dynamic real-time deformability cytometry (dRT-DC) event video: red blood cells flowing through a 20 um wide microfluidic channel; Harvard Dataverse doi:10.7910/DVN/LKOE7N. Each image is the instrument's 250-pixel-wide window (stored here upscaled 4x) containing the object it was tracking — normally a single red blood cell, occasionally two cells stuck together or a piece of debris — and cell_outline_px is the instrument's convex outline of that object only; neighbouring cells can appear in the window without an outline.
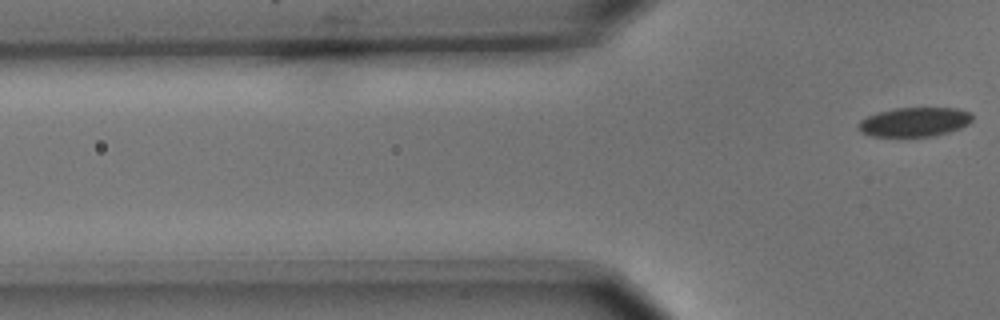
{"species": "common noctule bat (a hibernating species)", "species_latin": "Nyctalus noctula", "temperature_condition": "cold", "stored_images_in_passage": 3, "segment_of_instrument_passage": [2, 2], "camera_frame_rate_fps": 3000, "um_per_image_px": 0.085, "animal": {"sex": "male", "body_mass_g": 15.6}, "frame": {"image": 1, "passage_image": 3, "time_ms": 0.667, "image_size_px": [1000, 320], "cell_outline_px": [[972, 120], [968, 124], [960, 128], [948, 132], [932, 136], [872, 136], [860, 132], [856, 124], [860, 120], [876, 112], [892, 108], [956, 108], [968, 112], [972, 116]], "centroid_in_image_um": [77.68, 10.36], "position_along_channel_um": 48.1, "area_um2": 19.42}}